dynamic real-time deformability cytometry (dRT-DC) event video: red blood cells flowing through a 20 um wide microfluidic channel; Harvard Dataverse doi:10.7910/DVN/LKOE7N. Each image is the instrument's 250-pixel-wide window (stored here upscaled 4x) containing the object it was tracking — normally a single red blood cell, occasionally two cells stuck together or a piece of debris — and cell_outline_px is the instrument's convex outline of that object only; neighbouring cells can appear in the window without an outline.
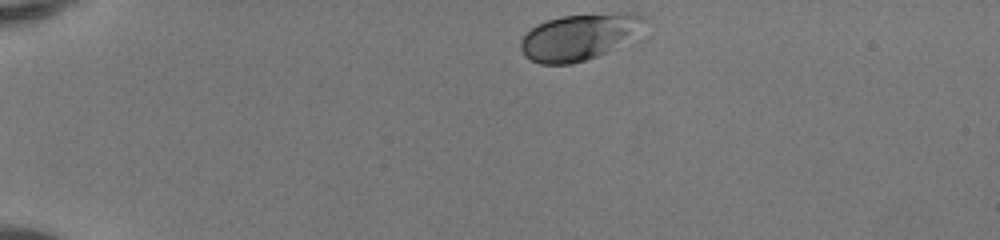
{"species": "human", "species_latin": "Homo sapiens", "temperature_condition": "room temperature", "stored_images_in_passage": 40, "camera_frame_rate_fps": 3000, "um_per_image_px": 0.085, "donor": {"sex": "female"}, "frame": {"image": 1, "passage_image": 1, "time_ms": 0.0, "image_size_px": [1000, 240], "cell_outline_px": [[652, 36], [596, 56], [572, 64], [540, 64], [532, 60], [520, 48], [520, 40], [536, 24], [548, 20], [564, 16], [620, 12], [636, 12], [644, 16], [648, 20]], "centroid_in_image_um": [49.56, 3.11], "position_along_channel_um": 35.4, "area_um2": 35.2}}
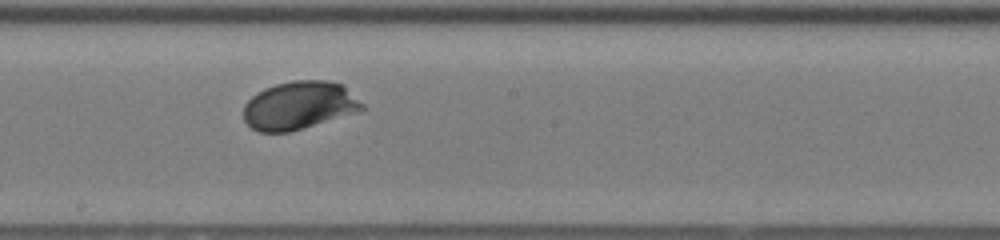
{"frame": {"image": 2, "passage_image": 20, "time_ms": 6.333, "image_size_px": [1000, 240], "cell_outline_px": [[368, 108], [356, 112], [288, 132], [260, 132], [252, 128], [244, 120], [244, 104], [256, 92], [264, 88], [276, 84], [292, 80], [328, 80], [344, 84]], "centroid_in_image_um": [25.44, 8.94], "position_along_channel_um": 222.8, "area_um2": 33.29}}
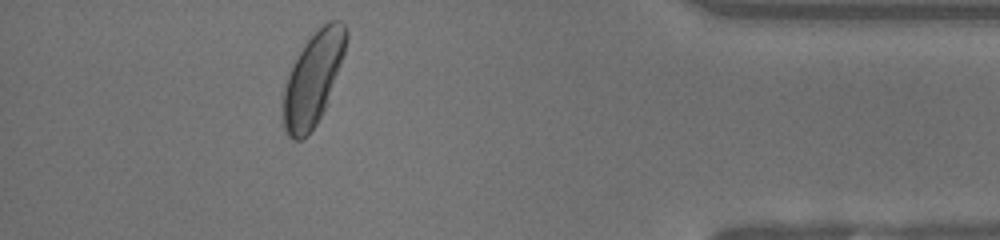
{"frame": {"image": 3, "passage_image": 36, "time_ms": 11.667, "image_size_px": [1000, 240], "cell_outline_px": [[348, 40], [340, 64], [324, 108], [316, 124], [300, 140], [292, 140], [284, 132], [280, 112], [284, 84], [300, 52], [308, 40], [328, 20], [340, 20], [344, 24], [348, 32]], "centroid_in_image_um": [26.56, 6.73], "position_along_channel_um": 408.6, "area_um2": 33.52}, "authors_computed_cell_mechanics": {"area_um2": 32.5125, "velocity_mm_per_s": 4.1125, "shape_relaxation_time_tau1_ms": 1.4831, "shape_relaxation_time_tau2_ms": null, "deformation_change_tau1": 0.1371, "deformation_change_tau2": null}}